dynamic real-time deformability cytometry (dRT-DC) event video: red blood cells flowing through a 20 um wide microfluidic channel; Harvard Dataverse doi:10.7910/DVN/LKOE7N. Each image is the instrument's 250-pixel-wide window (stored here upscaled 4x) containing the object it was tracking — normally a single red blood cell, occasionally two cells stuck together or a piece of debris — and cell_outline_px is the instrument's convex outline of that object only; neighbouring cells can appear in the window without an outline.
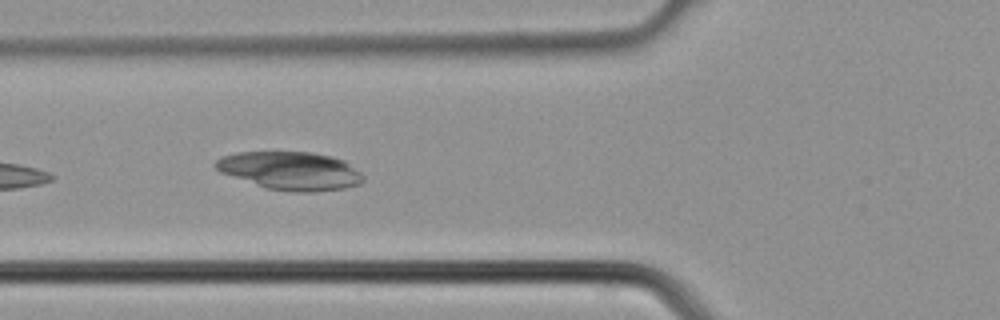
{"species": "common noctule bat (a hibernating species)", "species_latin": "Nyctalus noctula", "temperature_condition": "cold", "stored_images_in_passage": 6, "camera_frame_rate_fps": 3000, "um_per_image_px": 0.085, "animal": {"sex": "male", "body_mass_g": 21.5, "forearm_length_mm": 52.0}, "frame": {"image": 1, "passage_image": 5, "time_ms": 1.333, "image_size_px": [1000, 320], "cell_outline_px": [[364, 180], [360, 184], [344, 188], [316, 192], [292, 192], [268, 188], [220, 172], [212, 164], [220, 156], [236, 152], [308, 152], [332, 156], [344, 160], [360, 172], [364, 176]], "centroid_in_image_um": [24.69, 14.51], "position_along_channel_um": 101.1, "area_um2": 32.83}}
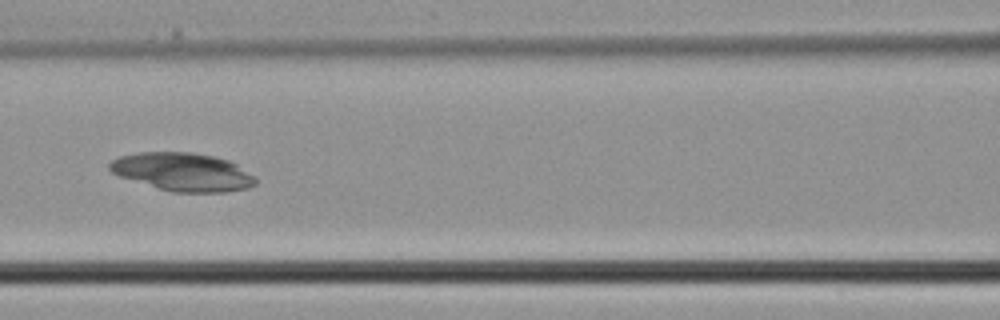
{"frame": {"image": 2, "passage_image": 6, "time_ms": 1.667, "image_size_px": [1000, 320], "cell_outline_px": [[256, 184], [248, 188], [224, 192], [172, 192], [120, 176], [112, 172], [108, 168], [108, 164], [112, 160], [120, 156], [136, 152], [192, 152], [212, 156], [228, 160], [236, 164], [256, 176]], "centroid_in_image_um": [15.55, 14.61], "position_along_channel_um": 151.1, "area_um2": 32.37}}